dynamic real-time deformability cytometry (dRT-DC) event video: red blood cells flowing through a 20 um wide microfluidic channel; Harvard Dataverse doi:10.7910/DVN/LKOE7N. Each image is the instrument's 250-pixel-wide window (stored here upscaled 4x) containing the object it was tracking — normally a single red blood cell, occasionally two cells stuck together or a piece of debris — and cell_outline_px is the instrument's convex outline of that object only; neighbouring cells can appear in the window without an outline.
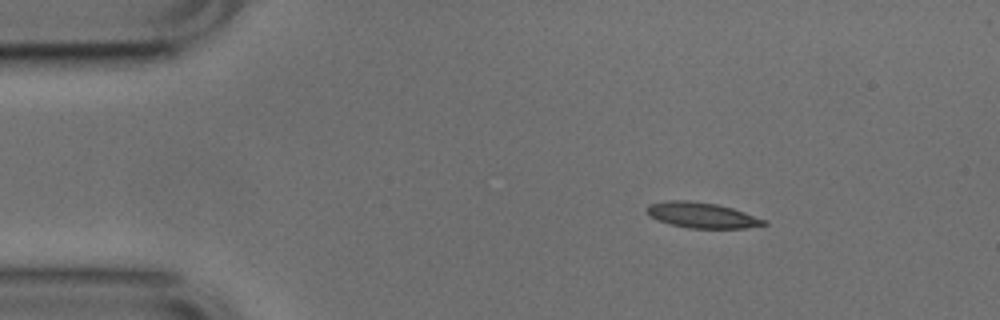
{"species": "common noctule bat (a hibernating species)", "species_latin": "Nyctalus noctula", "temperature_condition": "cold", "stored_images_in_passage": 3, "camera_frame_rate_fps": 3000, "um_per_image_px": 0.085, "animal": {"sex": "male", "body_mass_g": 17.9, "forearm_length_mm": 54.2}, "frame": {"image": 1, "passage_image": 1, "time_ms": 0.0, "image_size_px": [1000, 320], "cell_outline_px": [[768, 224], [744, 228], [688, 228], [656, 220], [648, 216], [648, 204], [668, 200], [684, 200], [716, 204], [732, 208], [768, 220]], "centroid_in_image_um": [59.67, 18.29], "position_along_channel_um": 25.3, "area_um2": 17.34}}
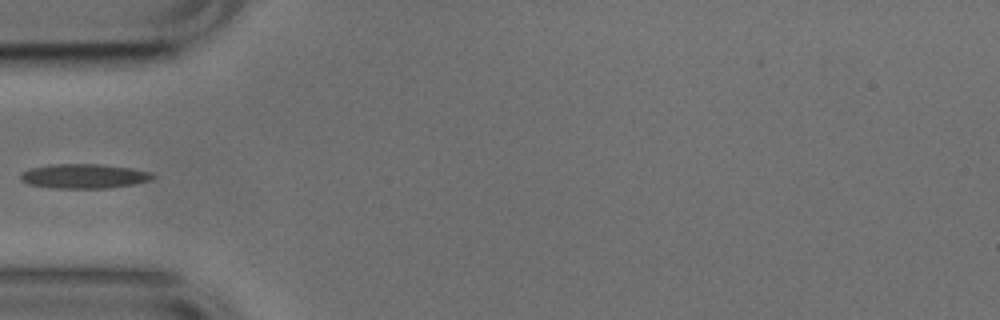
{"frame": {"image": 2, "passage_image": 3, "time_ms": 0.667, "image_size_px": [1000, 320], "cell_outline_px": [[156, 176], [152, 180], [132, 184], [108, 188], [52, 188], [28, 184], [20, 180], [20, 172], [28, 168], [52, 164], [104, 164], [132, 168], [152, 172]], "centroid_in_image_um": [7.13, 14.96], "position_along_channel_um": 77.9, "area_um2": 19.13}}